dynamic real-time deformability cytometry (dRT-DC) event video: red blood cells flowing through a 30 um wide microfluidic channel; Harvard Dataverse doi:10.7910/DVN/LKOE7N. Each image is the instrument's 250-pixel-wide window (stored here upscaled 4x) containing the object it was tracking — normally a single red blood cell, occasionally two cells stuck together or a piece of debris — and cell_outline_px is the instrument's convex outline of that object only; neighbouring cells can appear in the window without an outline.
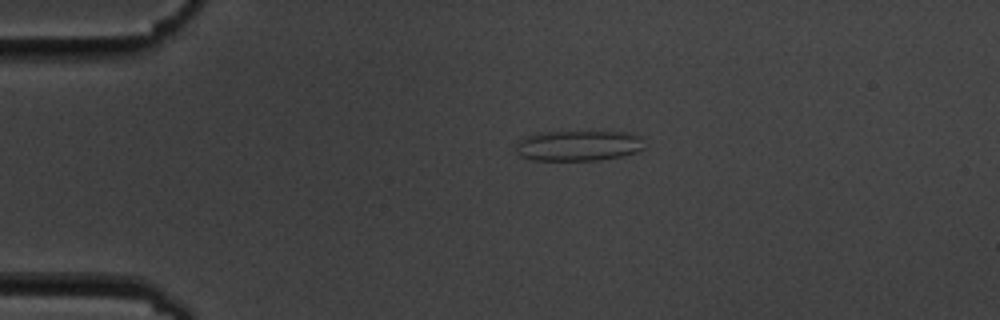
{"species": "common noctule bat (a hibernating species)", "species_latin": "Nyctalus noctula", "temperature_condition": "cold", "stored_images_in_passage": 4, "camera_frame_rate_fps": 3000, "um_per_image_px": 0.085, "animal": {"sex": "male", "body_mass_g": 19.5, "forearm_length_mm": 54.6}, "frame": {"image": 1, "passage_image": 1, "time_ms": 0.0, "image_size_px": [1000, 320], "cell_outline_px": [[644, 148], [636, 152], [620, 156], [596, 160], [532, 160], [520, 156], [516, 152], [516, 144], [524, 136], [540, 132], [628, 132], [640, 136]], "centroid_in_image_um": [49.12, 12.38], "position_along_channel_um": 35.9, "area_um2": 22.77}}
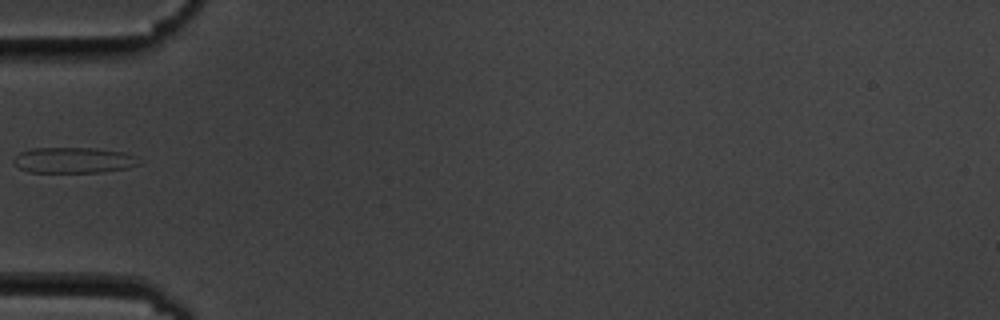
{"frame": {"image": 2, "passage_image": 3, "time_ms": 2.333, "image_size_px": [1000, 320], "cell_outline_px": [[140, 164], [128, 168], [104, 172], [28, 172], [20, 168], [12, 160], [20, 152], [32, 148], [96, 148], [124, 152], [136, 156]], "centroid_in_image_um": [6.28, 13.61], "position_along_channel_um": 78.7, "area_um2": 18.84}}
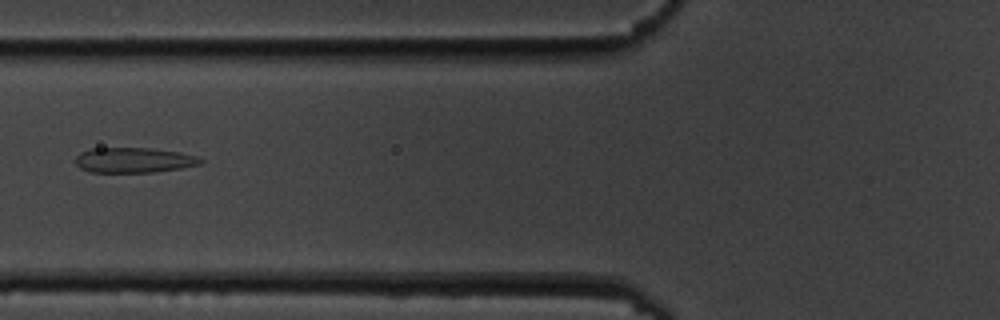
{"frame": {"image": 3, "passage_image": 4, "time_ms": 3.333, "image_size_px": [1000, 320], "cell_outline_px": [[204, 160], [200, 164], [180, 168], [156, 172], [88, 172], [80, 168], [76, 164], [76, 156], [80, 152], [88, 148], [152, 148], [180, 152], [196, 156]], "centroid_in_image_um": [11.35, 13.6], "position_along_channel_um": 114.5, "area_um2": 18.44}}